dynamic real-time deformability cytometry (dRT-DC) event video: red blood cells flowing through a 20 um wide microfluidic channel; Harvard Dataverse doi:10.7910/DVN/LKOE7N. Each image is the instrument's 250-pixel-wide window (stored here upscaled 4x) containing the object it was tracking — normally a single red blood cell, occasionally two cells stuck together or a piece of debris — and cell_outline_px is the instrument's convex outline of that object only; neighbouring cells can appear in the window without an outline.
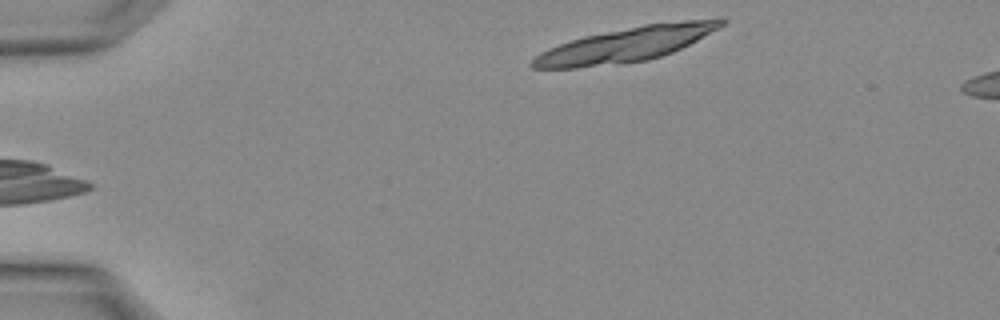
{"species": "Egyptian fruit bat (a non-hibernating species)", "species_latin": "Rousettus aegyptiacus", "temperature_condition": "warm", "stored_images_in_passage": 3, "segment_of_instrument_passage": [1, 2], "camera_frame_rate_fps": 3000, "um_per_image_px": 0.085, "animal": {"sex": "female"}, "frame": {"image": 1, "passage_image": 1, "time_ms": 0.0, "image_size_px": [1000, 320], "cell_outline_px": [[728, 20], [724, 24], [696, 40], [672, 52], [648, 60], [576, 68], [532, 68], [528, 64], [540, 52], [548, 48], [584, 36], [644, 24], [720, 16], [724, 16]], "centroid_in_image_um": [53.25, 3.75], "position_along_channel_um": 31.7, "area_um2": 37.8}}